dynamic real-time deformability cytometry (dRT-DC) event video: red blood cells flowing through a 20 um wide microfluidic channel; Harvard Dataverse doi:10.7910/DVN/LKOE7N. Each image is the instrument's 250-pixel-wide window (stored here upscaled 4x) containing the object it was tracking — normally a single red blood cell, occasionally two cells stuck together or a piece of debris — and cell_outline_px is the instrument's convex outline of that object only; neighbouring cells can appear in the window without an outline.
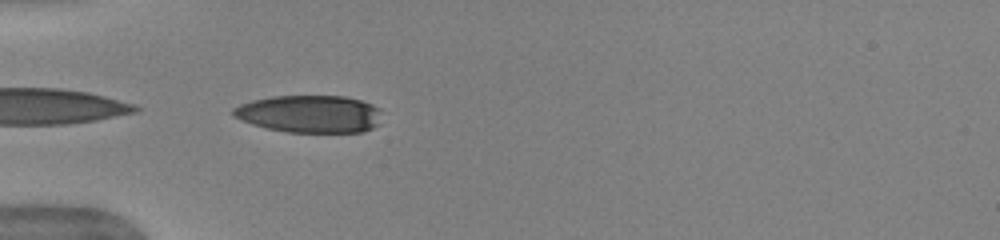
{"species": "human", "species_latin": "Homo sapiens", "temperature_condition": "warm", "stored_images_in_passage": 33, "camera_frame_rate_fps": 3000, "um_per_image_px": 0.085, "donor": {"sex": "female"}, "frame": {"image": 1, "passage_image": 1, "time_ms": 0.0, "image_size_px": [1000, 240], "cell_outline_px": [[380, 124], [364, 132], [288, 132], [264, 128], [240, 120], [232, 116], [232, 108], [240, 104], [252, 100], [272, 96], [344, 96], [360, 100], [372, 104], [380, 108]], "centroid_in_image_um": [26.31, 9.69], "position_along_channel_um": 58.7, "area_um2": 32.77}, "authors_computed_cell_mechanics": {"area_um2": 36.0094, "velocity_mm_per_s": 3.9756, "shape_relaxation_time_tau1_ms": 4.3116, "shape_relaxation_time_tau2_ms": null, "deformation_change_tau1": 0.2073, "deformation_change_tau2": null}}